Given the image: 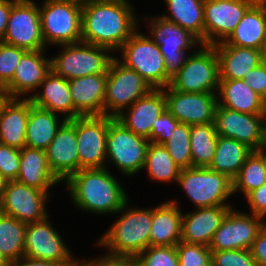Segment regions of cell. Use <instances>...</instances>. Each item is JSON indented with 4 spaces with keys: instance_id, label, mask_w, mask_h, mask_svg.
<instances>
[{
    "instance_id": "1",
    "label": "cell",
    "mask_w": 266,
    "mask_h": 266,
    "mask_svg": "<svg viewBox=\"0 0 266 266\" xmlns=\"http://www.w3.org/2000/svg\"><path fill=\"white\" fill-rule=\"evenodd\" d=\"M128 0H93L82 5L81 42L120 49L136 31V15Z\"/></svg>"
},
{
    "instance_id": "2",
    "label": "cell",
    "mask_w": 266,
    "mask_h": 266,
    "mask_svg": "<svg viewBox=\"0 0 266 266\" xmlns=\"http://www.w3.org/2000/svg\"><path fill=\"white\" fill-rule=\"evenodd\" d=\"M115 178L106 168L81 169L65 183L78 208L117 214L129 198Z\"/></svg>"
},
{
    "instance_id": "3",
    "label": "cell",
    "mask_w": 266,
    "mask_h": 266,
    "mask_svg": "<svg viewBox=\"0 0 266 266\" xmlns=\"http://www.w3.org/2000/svg\"><path fill=\"white\" fill-rule=\"evenodd\" d=\"M128 203L127 201L118 211V213L123 212V214L100 237L98 244L104 248H109V254L136 258L150 246L152 208L128 209Z\"/></svg>"
},
{
    "instance_id": "4",
    "label": "cell",
    "mask_w": 266,
    "mask_h": 266,
    "mask_svg": "<svg viewBox=\"0 0 266 266\" xmlns=\"http://www.w3.org/2000/svg\"><path fill=\"white\" fill-rule=\"evenodd\" d=\"M138 32L135 31L118 50L123 56L120 62L135 70L152 89H164L171 81L164 55L156 40Z\"/></svg>"
},
{
    "instance_id": "5",
    "label": "cell",
    "mask_w": 266,
    "mask_h": 266,
    "mask_svg": "<svg viewBox=\"0 0 266 266\" xmlns=\"http://www.w3.org/2000/svg\"><path fill=\"white\" fill-rule=\"evenodd\" d=\"M189 55L184 66L171 76L169 86L185 93H207L218 90L219 61L213 45L201 44Z\"/></svg>"
},
{
    "instance_id": "6",
    "label": "cell",
    "mask_w": 266,
    "mask_h": 266,
    "mask_svg": "<svg viewBox=\"0 0 266 266\" xmlns=\"http://www.w3.org/2000/svg\"><path fill=\"white\" fill-rule=\"evenodd\" d=\"M43 3L39 10L45 46L81 42L82 5L63 0H45Z\"/></svg>"
},
{
    "instance_id": "7",
    "label": "cell",
    "mask_w": 266,
    "mask_h": 266,
    "mask_svg": "<svg viewBox=\"0 0 266 266\" xmlns=\"http://www.w3.org/2000/svg\"><path fill=\"white\" fill-rule=\"evenodd\" d=\"M61 47L62 52L51 59V70L66 80L107 73L114 58L108 55L111 52L108 48L84 42Z\"/></svg>"
},
{
    "instance_id": "8",
    "label": "cell",
    "mask_w": 266,
    "mask_h": 266,
    "mask_svg": "<svg viewBox=\"0 0 266 266\" xmlns=\"http://www.w3.org/2000/svg\"><path fill=\"white\" fill-rule=\"evenodd\" d=\"M151 90L150 85L135 70L114 57L107 72L104 116L117 117ZM109 109H112L111 112Z\"/></svg>"
},
{
    "instance_id": "9",
    "label": "cell",
    "mask_w": 266,
    "mask_h": 266,
    "mask_svg": "<svg viewBox=\"0 0 266 266\" xmlns=\"http://www.w3.org/2000/svg\"><path fill=\"white\" fill-rule=\"evenodd\" d=\"M177 183L196 208L229 205L224 201L233 194V181L208 167L181 169Z\"/></svg>"
},
{
    "instance_id": "10",
    "label": "cell",
    "mask_w": 266,
    "mask_h": 266,
    "mask_svg": "<svg viewBox=\"0 0 266 266\" xmlns=\"http://www.w3.org/2000/svg\"><path fill=\"white\" fill-rule=\"evenodd\" d=\"M150 141L125 128L109 116L106 137V158L125 175L132 176L143 169Z\"/></svg>"
},
{
    "instance_id": "11",
    "label": "cell",
    "mask_w": 266,
    "mask_h": 266,
    "mask_svg": "<svg viewBox=\"0 0 266 266\" xmlns=\"http://www.w3.org/2000/svg\"><path fill=\"white\" fill-rule=\"evenodd\" d=\"M26 51L45 49L39 6L32 0H16L10 11L6 33L1 41Z\"/></svg>"
},
{
    "instance_id": "12",
    "label": "cell",
    "mask_w": 266,
    "mask_h": 266,
    "mask_svg": "<svg viewBox=\"0 0 266 266\" xmlns=\"http://www.w3.org/2000/svg\"><path fill=\"white\" fill-rule=\"evenodd\" d=\"M266 222L254 214L248 215L230 208L209 245L210 251L250 249Z\"/></svg>"
},
{
    "instance_id": "13",
    "label": "cell",
    "mask_w": 266,
    "mask_h": 266,
    "mask_svg": "<svg viewBox=\"0 0 266 266\" xmlns=\"http://www.w3.org/2000/svg\"><path fill=\"white\" fill-rule=\"evenodd\" d=\"M151 21H150V20ZM152 38L157 41L160 52L164 55L165 66L170 76L179 71L188 56L186 50L200 46L201 43L183 28L163 17L149 18Z\"/></svg>"
},
{
    "instance_id": "14",
    "label": "cell",
    "mask_w": 266,
    "mask_h": 266,
    "mask_svg": "<svg viewBox=\"0 0 266 266\" xmlns=\"http://www.w3.org/2000/svg\"><path fill=\"white\" fill-rule=\"evenodd\" d=\"M257 0H204V44L224 41Z\"/></svg>"
},
{
    "instance_id": "15",
    "label": "cell",
    "mask_w": 266,
    "mask_h": 266,
    "mask_svg": "<svg viewBox=\"0 0 266 266\" xmlns=\"http://www.w3.org/2000/svg\"><path fill=\"white\" fill-rule=\"evenodd\" d=\"M108 126L109 116H81L76 118L79 170L106 167Z\"/></svg>"
},
{
    "instance_id": "16",
    "label": "cell",
    "mask_w": 266,
    "mask_h": 266,
    "mask_svg": "<svg viewBox=\"0 0 266 266\" xmlns=\"http://www.w3.org/2000/svg\"><path fill=\"white\" fill-rule=\"evenodd\" d=\"M264 116L241 113L217 104L214 116L216 133L257 151L263 145Z\"/></svg>"
},
{
    "instance_id": "17",
    "label": "cell",
    "mask_w": 266,
    "mask_h": 266,
    "mask_svg": "<svg viewBox=\"0 0 266 266\" xmlns=\"http://www.w3.org/2000/svg\"><path fill=\"white\" fill-rule=\"evenodd\" d=\"M164 95L166 110L180 123L191 126L214 122L218 104L215 92L185 93L167 86Z\"/></svg>"
},
{
    "instance_id": "18",
    "label": "cell",
    "mask_w": 266,
    "mask_h": 266,
    "mask_svg": "<svg viewBox=\"0 0 266 266\" xmlns=\"http://www.w3.org/2000/svg\"><path fill=\"white\" fill-rule=\"evenodd\" d=\"M49 194L15 180L9 181L0 201V213L25 224L43 220L48 216L45 203Z\"/></svg>"
},
{
    "instance_id": "19",
    "label": "cell",
    "mask_w": 266,
    "mask_h": 266,
    "mask_svg": "<svg viewBox=\"0 0 266 266\" xmlns=\"http://www.w3.org/2000/svg\"><path fill=\"white\" fill-rule=\"evenodd\" d=\"M76 118L65 120L58 128L54 139L45 150L51 172L59 181H67L79 171Z\"/></svg>"
},
{
    "instance_id": "20",
    "label": "cell",
    "mask_w": 266,
    "mask_h": 266,
    "mask_svg": "<svg viewBox=\"0 0 266 266\" xmlns=\"http://www.w3.org/2000/svg\"><path fill=\"white\" fill-rule=\"evenodd\" d=\"M49 215L43 220L29 223L26 226L24 256L43 259L60 264L71 256L61 236L48 221Z\"/></svg>"
},
{
    "instance_id": "21",
    "label": "cell",
    "mask_w": 266,
    "mask_h": 266,
    "mask_svg": "<svg viewBox=\"0 0 266 266\" xmlns=\"http://www.w3.org/2000/svg\"><path fill=\"white\" fill-rule=\"evenodd\" d=\"M166 110L164 89H152L147 95L136 100L127 114L122 111L115 119L136 135L149 139L152 126Z\"/></svg>"
},
{
    "instance_id": "22",
    "label": "cell",
    "mask_w": 266,
    "mask_h": 266,
    "mask_svg": "<svg viewBox=\"0 0 266 266\" xmlns=\"http://www.w3.org/2000/svg\"><path fill=\"white\" fill-rule=\"evenodd\" d=\"M230 208V205L200 207L194 213L182 215L181 241L209 247Z\"/></svg>"
},
{
    "instance_id": "23",
    "label": "cell",
    "mask_w": 266,
    "mask_h": 266,
    "mask_svg": "<svg viewBox=\"0 0 266 266\" xmlns=\"http://www.w3.org/2000/svg\"><path fill=\"white\" fill-rule=\"evenodd\" d=\"M68 82L74 109L81 116H104L107 73L87 75Z\"/></svg>"
},
{
    "instance_id": "24",
    "label": "cell",
    "mask_w": 266,
    "mask_h": 266,
    "mask_svg": "<svg viewBox=\"0 0 266 266\" xmlns=\"http://www.w3.org/2000/svg\"><path fill=\"white\" fill-rule=\"evenodd\" d=\"M42 50L27 51L17 64L12 80L4 87L10 98H20L39 88L51 71V59L42 55Z\"/></svg>"
},
{
    "instance_id": "25",
    "label": "cell",
    "mask_w": 266,
    "mask_h": 266,
    "mask_svg": "<svg viewBox=\"0 0 266 266\" xmlns=\"http://www.w3.org/2000/svg\"><path fill=\"white\" fill-rule=\"evenodd\" d=\"M41 86L43 90L42 94L37 93L28 97L32 104L47 109L53 113L58 112L63 115L65 114V120L81 117V115L74 109L68 80L55 74L51 70L39 85V87Z\"/></svg>"
},
{
    "instance_id": "26",
    "label": "cell",
    "mask_w": 266,
    "mask_h": 266,
    "mask_svg": "<svg viewBox=\"0 0 266 266\" xmlns=\"http://www.w3.org/2000/svg\"><path fill=\"white\" fill-rule=\"evenodd\" d=\"M265 37L266 0H257L223 42L227 45L262 50Z\"/></svg>"
},
{
    "instance_id": "27",
    "label": "cell",
    "mask_w": 266,
    "mask_h": 266,
    "mask_svg": "<svg viewBox=\"0 0 266 266\" xmlns=\"http://www.w3.org/2000/svg\"><path fill=\"white\" fill-rule=\"evenodd\" d=\"M219 61V78L244 79L245 74L262 62L261 50L219 42L213 45Z\"/></svg>"
},
{
    "instance_id": "28",
    "label": "cell",
    "mask_w": 266,
    "mask_h": 266,
    "mask_svg": "<svg viewBox=\"0 0 266 266\" xmlns=\"http://www.w3.org/2000/svg\"><path fill=\"white\" fill-rule=\"evenodd\" d=\"M31 105L28 97L22 100L8 99L0 113V143L17 149L26 146L25 136Z\"/></svg>"
},
{
    "instance_id": "29",
    "label": "cell",
    "mask_w": 266,
    "mask_h": 266,
    "mask_svg": "<svg viewBox=\"0 0 266 266\" xmlns=\"http://www.w3.org/2000/svg\"><path fill=\"white\" fill-rule=\"evenodd\" d=\"M217 92L220 96L217 97V103L220 106L247 114L266 113V101L245 80L220 79Z\"/></svg>"
},
{
    "instance_id": "30",
    "label": "cell",
    "mask_w": 266,
    "mask_h": 266,
    "mask_svg": "<svg viewBox=\"0 0 266 266\" xmlns=\"http://www.w3.org/2000/svg\"><path fill=\"white\" fill-rule=\"evenodd\" d=\"M15 181L45 193H49L51 186L60 183L49 168L46 152L27 146L20 149V168Z\"/></svg>"
},
{
    "instance_id": "31",
    "label": "cell",
    "mask_w": 266,
    "mask_h": 266,
    "mask_svg": "<svg viewBox=\"0 0 266 266\" xmlns=\"http://www.w3.org/2000/svg\"><path fill=\"white\" fill-rule=\"evenodd\" d=\"M177 201L152 208L150 246H176L181 242L182 213Z\"/></svg>"
},
{
    "instance_id": "32",
    "label": "cell",
    "mask_w": 266,
    "mask_h": 266,
    "mask_svg": "<svg viewBox=\"0 0 266 266\" xmlns=\"http://www.w3.org/2000/svg\"><path fill=\"white\" fill-rule=\"evenodd\" d=\"M168 15L161 17L174 22L204 44V0H165Z\"/></svg>"
},
{
    "instance_id": "33",
    "label": "cell",
    "mask_w": 266,
    "mask_h": 266,
    "mask_svg": "<svg viewBox=\"0 0 266 266\" xmlns=\"http://www.w3.org/2000/svg\"><path fill=\"white\" fill-rule=\"evenodd\" d=\"M57 118L56 113L32 104L26 128V146L45 151L62 125Z\"/></svg>"
},
{
    "instance_id": "34",
    "label": "cell",
    "mask_w": 266,
    "mask_h": 266,
    "mask_svg": "<svg viewBox=\"0 0 266 266\" xmlns=\"http://www.w3.org/2000/svg\"><path fill=\"white\" fill-rule=\"evenodd\" d=\"M252 152L247 145L218 135L215 155L208 168L233 180Z\"/></svg>"
},
{
    "instance_id": "35",
    "label": "cell",
    "mask_w": 266,
    "mask_h": 266,
    "mask_svg": "<svg viewBox=\"0 0 266 266\" xmlns=\"http://www.w3.org/2000/svg\"><path fill=\"white\" fill-rule=\"evenodd\" d=\"M218 134L214 122L190 126L192 167H209L213 161Z\"/></svg>"
},
{
    "instance_id": "36",
    "label": "cell",
    "mask_w": 266,
    "mask_h": 266,
    "mask_svg": "<svg viewBox=\"0 0 266 266\" xmlns=\"http://www.w3.org/2000/svg\"><path fill=\"white\" fill-rule=\"evenodd\" d=\"M27 224L0 213V252L9 263L24 256Z\"/></svg>"
},
{
    "instance_id": "37",
    "label": "cell",
    "mask_w": 266,
    "mask_h": 266,
    "mask_svg": "<svg viewBox=\"0 0 266 266\" xmlns=\"http://www.w3.org/2000/svg\"><path fill=\"white\" fill-rule=\"evenodd\" d=\"M143 168L149 177L157 181L170 182L178 180L181 169L178 167L163 145L149 143Z\"/></svg>"
},
{
    "instance_id": "38",
    "label": "cell",
    "mask_w": 266,
    "mask_h": 266,
    "mask_svg": "<svg viewBox=\"0 0 266 266\" xmlns=\"http://www.w3.org/2000/svg\"><path fill=\"white\" fill-rule=\"evenodd\" d=\"M232 181L233 193L239 190L244 196L265 184L266 172L262 157L253 151Z\"/></svg>"
},
{
    "instance_id": "39",
    "label": "cell",
    "mask_w": 266,
    "mask_h": 266,
    "mask_svg": "<svg viewBox=\"0 0 266 266\" xmlns=\"http://www.w3.org/2000/svg\"><path fill=\"white\" fill-rule=\"evenodd\" d=\"M163 146L180 169L192 167L190 125L179 123Z\"/></svg>"
},
{
    "instance_id": "40",
    "label": "cell",
    "mask_w": 266,
    "mask_h": 266,
    "mask_svg": "<svg viewBox=\"0 0 266 266\" xmlns=\"http://www.w3.org/2000/svg\"><path fill=\"white\" fill-rule=\"evenodd\" d=\"M135 259L138 266H179L176 246H149Z\"/></svg>"
},
{
    "instance_id": "41",
    "label": "cell",
    "mask_w": 266,
    "mask_h": 266,
    "mask_svg": "<svg viewBox=\"0 0 266 266\" xmlns=\"http://www.w3.org/2000/svg\"><path fill=\"white\" fill-rule=\"evenodd\" d=\"M179 266H212L209 247L200 244L179 242L176 245Z\"/></svg>"
},
{
    "instance_id": "42",
    "label": "cell",
    "mask_w": 266,
    "mask_h": 266,
    "mask_svg": "<svg viewBox=\"0 0 266 266\" xmlns=\"http://www.w3.org/2000/svg\"><path fill=\"white\" fill-rule=\"evenodd\" d=\"M27 51L0 42V86L5 87L13 78L17 64Z\"/></svg>"
},
{
    "instance_id": "43",
    "label": "cell",
    "mask_w": 266,
    "mask_h": 266,
    "mask_svg": "<svg viewBox=\"0 0 266 266\" xmlns=\"http://www.w3.org/2000/svg\"><path fill=\"white\" fill-rule=\"evenodd\" d=\"M212 266H258L250 249L211 251Z\"/></svg>"
},
{
    "instance_id": "44",
    "label": "cell",
    "mask_w": 266,
    "mask_h": 266,
    "mask_svg": "<svg viewBox=\"0 0 266 266\" xmlns=\"http://www.w3.org/2000/svg\"><path fill=\"white\" fill-rule=\"evenodd\" d=\"M19 168L20 149L0 143V174L8 181H14Z\"/></svg>"
},
{
    "instance_id": "45",
    "label": "cell",
    "mask_w": 266,
    "mask_h": 266,
    "mask_svg": "<svg viewBox=\"0 0 266 266\" xmlns=\"http://www.w3.org/2000/svg\"><path fill=\"white\" fill-rule=\"evenodd\" d=\"M179 123L167 110L163 111L157 119L156 124H153L152 134L148 140L154 144L163 145Z\"/></svg>"
},
{
    "instance_id": "46",
    "label": "cell",
    "mask_w": 266,
    "mask_h": 266,
    "mask_svg": "<svg viewBox=\"0 0 266 266\" xmlns=\"http://www.w3.org/2000/svg\"><path fill=\"white\" fill-rule=\"evenodd\" d=\"M247 85L266 101V63L261 62L257 67L245 74Z\"/></svg>"
},
{
    "instance_id": "47",
    "label": "cell",
    "mask_w": 266,
    "mask_h": 266,
    "mask_svg": "<svg viewBox=\"0 0 266 266\" xmlns=\"http://www.w3.org/2000/svg\"><path fill=\"white\" fill-rule=\"evenodd\" d=\"M245 197L250 205L251 214L263 218L266 215V183L261 187L254 189Z\"/></svg>"
},
{
    "instance_id": "48",
    "label": "cell",
    "mask_w": 266,
    "mask_h": 266,
    "mask_svg": "<svg viewBox=\"0 0 266 266\" xmlns=\"http://www.w3.org/2000/svg\"><path fill=\"white\" fill-rule=\"evenodd\" d=\"M89 266H138L134 257L107 254L103 258L92 259Z\"/></svg>"
},
{
    "instance_id": "49",
    "label": "cell",
    "mask_w": 266,
    "mask_h": 266,
    "mask_svg": "<svg viewBox=\"0 0 266 266\" xmlns=\"http://www.w3.org/2000/svg\"><path fill=\"white\" fill-rule=\"evenodd\" d=\"M250 251L258 266H266V224L258 233Z\"/></svg>"
},
{
    "instance_id": "50",
    "label": "cell",
    "mask_w": 266,
    "mask_h": 266,
    "mask_svg": "<svg viewBox=\"0 0 266 266\" xmlns=\"http://www.w3.org/2000/svg\"><path fill=\"white\" fill-rule=\"evenodd\" d=\"M15 1L16 0H0V42L5 36L11 6Z\"/></svg>"
},
{
    "instance_id": "51",
    "label": "cell",
    "mask_w": 266,
    "mask_h": 266,
    "mask_svg": "<svg viewBox=\"0 0 266 266\" xmlns=\"http://www.w3.org/2000/svg\"><path fill=\"white\" fill-rule=\"evenodd\" d=\"M59 264L52 261L22 256L18 260L10 263V266H58Z\"/></svg>"
},
{
    "instance_id": "52",
    "label": "cell",
    "mask_w": 266,
    "mask_h": 266,
    "mask_svg": "<svg viewBox=\"0 0 266 266\" xmlns=\"http://www.w3.org/2000/svg\"><path fill=\"white\" fill-rule=\"evenodd\" d=\"M58 266H89V262L85 261L79 262L78 260H75L74 257L71 255L67 260L61 262Z\"/></svg>"
},
{
    "instance_id": "53",
    "label": "cell",
    "mask_w": 266,
    "mask_h": 266,
    "mask_svg": "<svg viewBox=\"0 0 266 266\" xmlns=\"http://www.w3.org/2000/svg\"><path fill=\"white\" fill-rule=\"evenodd\" d=\"M9 98L10 97L7 90L4 87L0 86V113L4 104L8 101Z\"/></svg>"
},
{
    "instance_id": "54",
    "label": "cell",
    "mask_w": 266,
    "mask_h": 266,
    "mask_svg": "<svg viewBox=\"0 0 266 266\" xmlns=\"http://www.w3.org/2000/svg\"><path fill=\"white\" fill-rule=\"evenodd\" d=\"M8 182L9 181L0 174V201L3 198Z\"/></svg>"
},
{
    "instance_id": "55",
    "label": "cell",
    "mask_w": 266,
    "mask_h": 266,
    "mask_svg": "<svg viewBox=\"0 0 266 266\" xmlns=\"http://www.w3.org/2000/svg\"><path fill=\"white\" fill-rule=\"evenodd\" d=\"M261 157L265 165V172H266V149L260 148L256 151Z\"/></svg>"
},
{
    "instance_id": "56",
    "label": "cell",
    "mask_w": 266,
    "mask_h": 266,
    "mask_svg": "<svg viewBox=\"0 0 266 266\" xmlns=\"http://www.w3.org/2000/svg\"><path fill=\"white\" fill-rule=\"evenodd\" d=\"M262 148L266 149V113L264 116V128H263V145Z\"/></svg>"
},
{
    "instance_id": "57",
    "label": "cell",
    "mask_w": 266,
    "mask_h": 266,
    "mask_svg": "<svg viewBox=\"0 0 266 266\" xmlns=\"http://www.w3.org/2000/svg\"><path fill=\"white\" fill-rule=\"evenodd\" d=\"M0 266H10L8 260L0 252Z\"/></svg>"
},
{
    "instance_id": "58",
    "label": "cell",
    "mask_w": 266,
    "mask_h": 266,
    "mask_svg": "<svg viewBox=\"0 0 266 266\" xmlns=\"http://www.w3.org/2000/svg\"><path fill=\"white\" fill-rule=\"evenodd\" d=\"M261 55H262V62L266 63V37H265L263 48L261 50Z\"/></svg>"
},
{
    "instance_id": "59",
    "label": "cell",
    "mask_w": 266,
    "mask_h": 266,
    "mask_svg": "<svg viewBox=\"0 0 266 266\" xmlns=\"http://www.w3.org/2000/svg\"><path fill=\"white\" fill-rule=\"evenodd\" d=\"M63 1H72V2L79 3L81 5H84V4L89 3V2H91L93 0H63Z\"/></svg>"
}]
</instances>
